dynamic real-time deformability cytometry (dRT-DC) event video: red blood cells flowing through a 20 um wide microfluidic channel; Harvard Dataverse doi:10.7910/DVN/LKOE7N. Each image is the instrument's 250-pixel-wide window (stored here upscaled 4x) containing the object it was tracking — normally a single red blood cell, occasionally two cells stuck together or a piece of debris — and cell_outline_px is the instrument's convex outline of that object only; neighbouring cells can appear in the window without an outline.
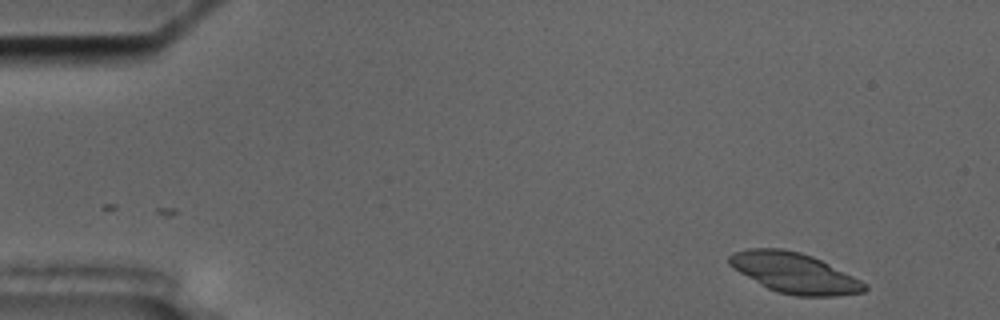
{"species": "common noctule bat (a hibernating species)", "species_latin": "Nyctalus noctula", "temperature_condition": "cold", "stored_images_in_passage": 54, "camera_frame_rate_fps": 3000, "um_per_image_px": 0.085, "animal": {"sex": "male", "body_mass_g": 17.5, "forearm_length_mm": 52.3}, "frame": {"image": 1, "passage_image": 2, "time_ms": 0.333, "image_size_px": [1000, 320], "cell_outline_px": [[868, 288], [864, 292], [836, 296], [796, 296], [776, 292], [760, 284], [732, 268], [728, 264], [728, 256], [732, 252], [748, 248], [780, 248], [800, 252], [812, 256], [868, 284]], "centroid_in_image_um": [67.49, 23.2], "position_along_channel_um": 17.5, "area_um2": 31.73}}